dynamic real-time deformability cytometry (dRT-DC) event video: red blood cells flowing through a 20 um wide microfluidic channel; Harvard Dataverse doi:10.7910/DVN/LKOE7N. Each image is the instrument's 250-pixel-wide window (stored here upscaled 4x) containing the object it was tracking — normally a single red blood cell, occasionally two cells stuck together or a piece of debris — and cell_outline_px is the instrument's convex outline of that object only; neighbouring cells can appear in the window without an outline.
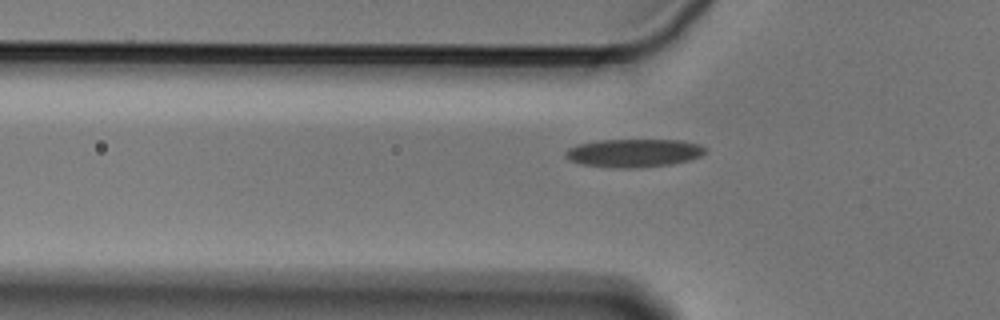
{"species": "Egyptian fruit bat (a non-hibernating species)", "species_latin": "Rousettus aegyptiacus", "temperature_condition": "cold", "stored_images_in_passage": 42, "camera_frame_rate_fps": 3000, "um_per_image_px": 0.085, "animal": {"sex": "male"}, "frame": {"image": 1, "passage_image": 5, "time_ms": 1.333, "image_size_px": [1000, 320], "cell_outline_px": [[708, 148], [700, 156], [688, 160], [672, 164], [640, 168], [612, 168], [580, 164], [568, 160], [564, 156], [564, 152], [568, 148], [580, 144], [600, 140], [684, 140], [700, 144]], "centroid_in_image_um": [53.87, 13.01], "position_along_channel_um": 71.9, "area_um2": 23.24}}
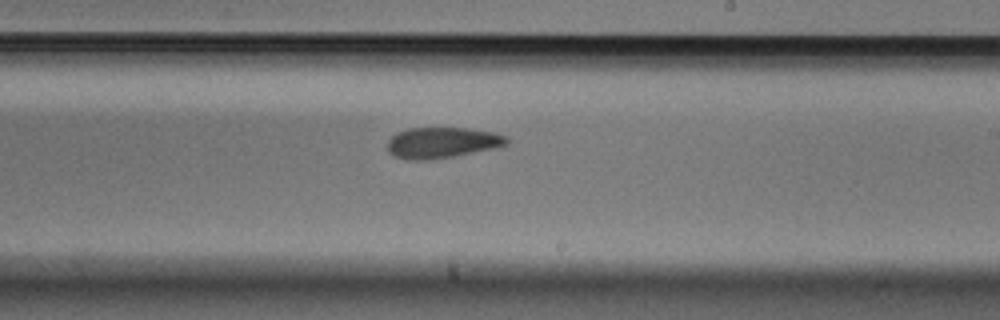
{"frame": {"image": 2, "passage_image": 20, "time_ms": 6.333, "image_size_px": [1000, 320], "cell_outline_px": [[508, 144], [496, 148], [432, 160], [408, 160], [396, 156], [388, 152], [388, 140], [396, 132], [408, 128], [464, 128], [496, 132], [508, 136]], "centroid_in_image_um": [37.6, 12.12], "position_along_channel_um": 251.4, "area_um2": 21.62}}
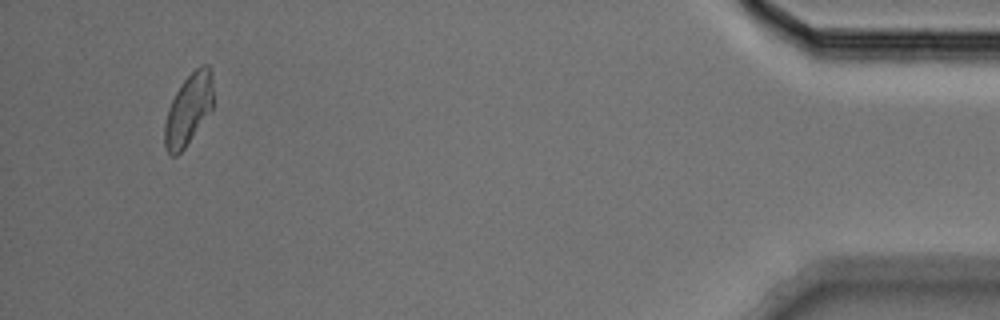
{"frame": {"image": 3, "passage_image": 40, "time_ms": 13.0, "image_size_px": [1000, 320], "cell_outline_px": [[212, 108], [184, 148], [176, 156], [172, 156], [168, 152], [164, 144], [164, 124], [168, 108], [176, 92], [184, 80], [200, 64], [208, 64], [212, 68]], "centroid_in_image_um": [16.01, 9.27], "position_along_channel_um": 419.2, "area_um2": 19.88}, "authors_computed_cell_mechanics": {"area_um2": 21.7906, "velocity_mm_per_s": 3.5737, "shape_relaxation_time_tau1_ms": 5.3576, "shape_relaxation_time_tau2_ms": 5.0475, "deformation_change_tau1": 0.1138, "deformation_change_tau2": 0.102}}